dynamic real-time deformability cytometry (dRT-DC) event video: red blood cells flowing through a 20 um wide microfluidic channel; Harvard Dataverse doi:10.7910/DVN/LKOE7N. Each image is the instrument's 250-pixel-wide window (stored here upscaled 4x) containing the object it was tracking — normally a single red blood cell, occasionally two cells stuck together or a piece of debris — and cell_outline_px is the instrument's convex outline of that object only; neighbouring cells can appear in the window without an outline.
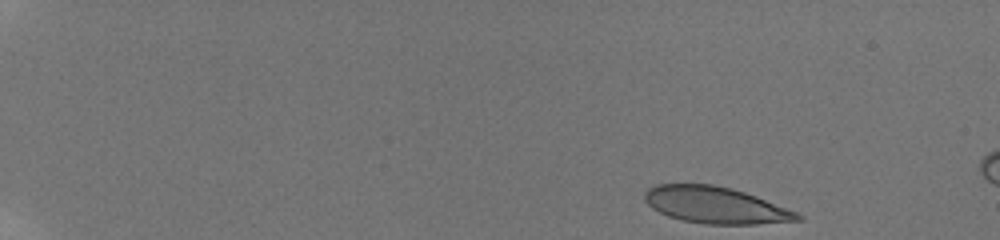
{"species": "human", "species_latin": "Homo sapiens", "temperature_condition": "room temperature", "stored_images_in_passage": 19, "camera_frame_rate_fps": 3000, "um_per_image_px": 0.085, "donor": {"sex": "male"}, "frame": {"image": 1, "passage_image": 1, "time_ms": 0.0, "image_size_px": [1000, 240], "cell_outline_px": [[804, 220], [756, 224], [704, 224], [684, 220], [668, 216], [652, 208], [644, 200], [644, 192], [648, 188], [656, 184], [712, 184], [732, 188], [756, 196], [796, 212], [804, 216]], "centroid_in_image_um": [60.81, 17.43], "position_along_channel_um": 24.2, "area_um2": 32.54}}